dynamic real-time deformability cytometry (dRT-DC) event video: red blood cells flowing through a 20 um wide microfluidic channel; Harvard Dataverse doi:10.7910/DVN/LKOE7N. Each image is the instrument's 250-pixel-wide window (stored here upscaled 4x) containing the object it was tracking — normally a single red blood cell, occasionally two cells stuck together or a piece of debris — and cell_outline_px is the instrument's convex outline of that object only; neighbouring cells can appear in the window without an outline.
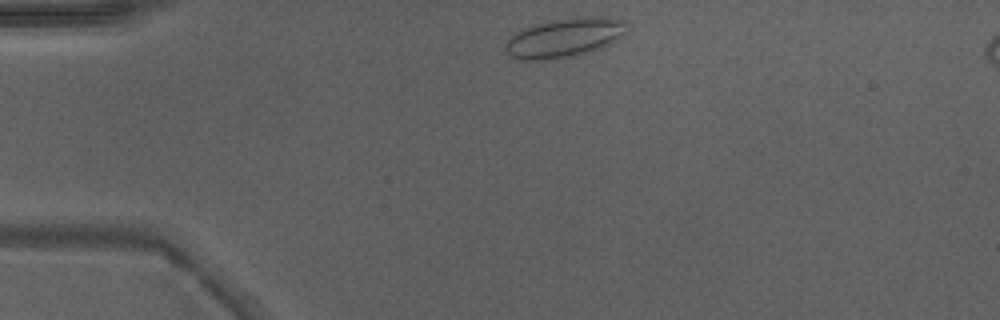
{"species": "Egyptian fruit bat (a non-hibernating species)", "species_latin": "Rousettus aegyptiacus", "temperature_condition": "warm", "stored_images_in_passage": 38, "camera_frame_rate_fps": 3000, "um_per_image_px": 0.085, "animal": {"sex": "male"}, "frame": {"image": 1, "passage_image": 1, "time_ms": 0.0, "image_size_px": [1000, 320], "cell_outline_px": [[624, 32], [620, 36], [608, 44], [600, 48], [576, 56], [552, 60], [520, 60], [508, 56], [504, 48], [504, 44], [516, 32], [532, 24], [552, 20], [576, 16], [600, 16], [624, 20]], "centroid_in_image_um": [47.9, 3.21], "position_along_channel_um": 37.1, "area_um2": 27.86}}
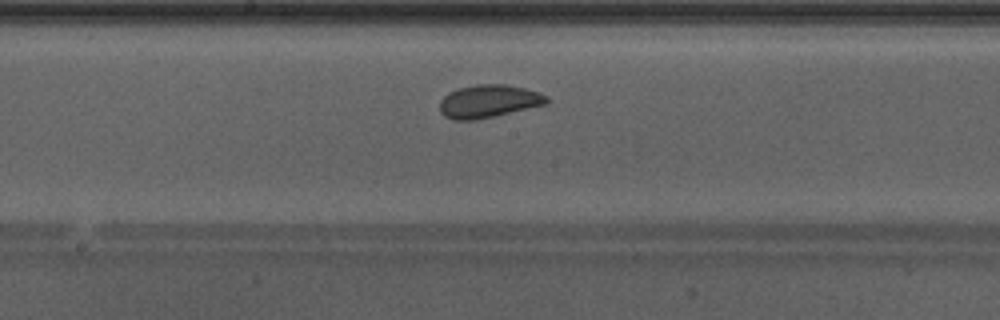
{"frame": {"image": 2, "passage_image": 16, "time_ms": 5.0, "image_size_px": [1000, 320], "cell_outline_px": [[548, 104], [492, 116], [472, 120], [452, 120], [444, 116], [440, 112], [440, 100], [448, 92], [460, 88], [476, 84], [504, 84], [524, 88], [540, 92], [548, 96]], "centroid_in_image_um": [41.53, 8.6], "position_along_channel_um": 206.7, "area_um2": 20.46}}
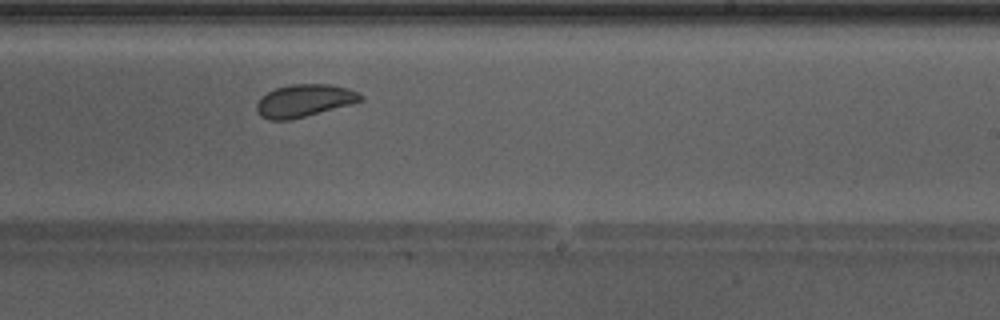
{"frame": {"image": 3, "passage_image": 20, "time_ms": 6.333, "image_size_px": [1000, 320], "cell_outline_px": [[364, 100], [304, 116], [288, 120], [268, 120], [260, 116], [256, 108], [256, 104], [260, 96], [276, 88], [292, 84], [332, 84], [348, 88], [364, 96]], "centroid_in_image_um": [25.83, 8.54], "position_along_channel_um": 263.2, "area_um2": 19.54}, "authors_computed_cell_mechanics": {"area_um2": 20.519, "velocity_mm_per_s": 4.2458, "shape_relaxation_time_tau1_ms": 4.5562, "shape_relaxation_time_tau2_ms": 0.5768, "deformation_change_tau1": 0.0715, "deformation_change_tau2": 0.0385}}